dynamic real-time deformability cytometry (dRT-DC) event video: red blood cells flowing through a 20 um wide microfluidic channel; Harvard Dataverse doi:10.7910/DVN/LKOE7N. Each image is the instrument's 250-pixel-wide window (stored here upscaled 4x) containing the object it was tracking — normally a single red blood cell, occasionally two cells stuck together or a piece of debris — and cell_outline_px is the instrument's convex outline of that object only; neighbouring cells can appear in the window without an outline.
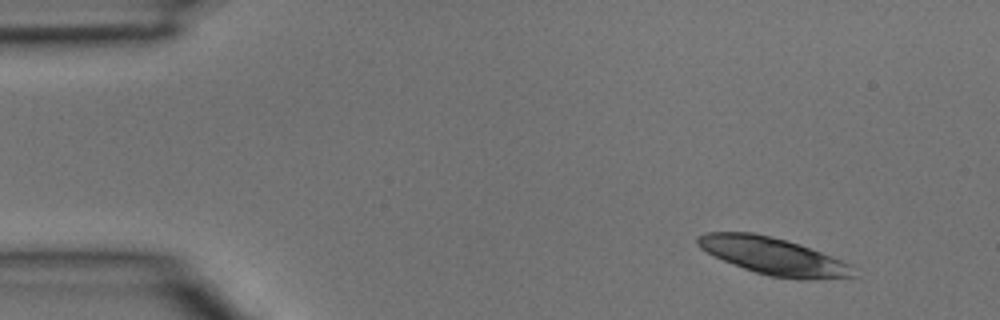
{"species": "common noctule bat (a hibernating species)", "species_latin": "Nyctalus noctula", "temperature_condition": "room temperature", "stored_images_in_passage": 4, "camera_frame_rate_fps": 3000, "um_per_image_px": 0.085, "animal": {"sex": "male", "body_mass_g": 15.6}, "frame": {"image": 1, "passage_image": 1, "time_ms": 0.0, "image_size_px": [1000, 320], "cell_outline_px": [[856, 276], [816, 280], [804, 280], [768, 276], [744, 268], [724, 260], [700, 248], [696, 240], [696, 236], [708, 232], [752, 232], [772, 236], [800, 244], [832, 256], [852, 264]], "centroid_in_image_um": [65.79, 21.77], "position_along_channel_um": 19.2, "area_um2": 33.76}}